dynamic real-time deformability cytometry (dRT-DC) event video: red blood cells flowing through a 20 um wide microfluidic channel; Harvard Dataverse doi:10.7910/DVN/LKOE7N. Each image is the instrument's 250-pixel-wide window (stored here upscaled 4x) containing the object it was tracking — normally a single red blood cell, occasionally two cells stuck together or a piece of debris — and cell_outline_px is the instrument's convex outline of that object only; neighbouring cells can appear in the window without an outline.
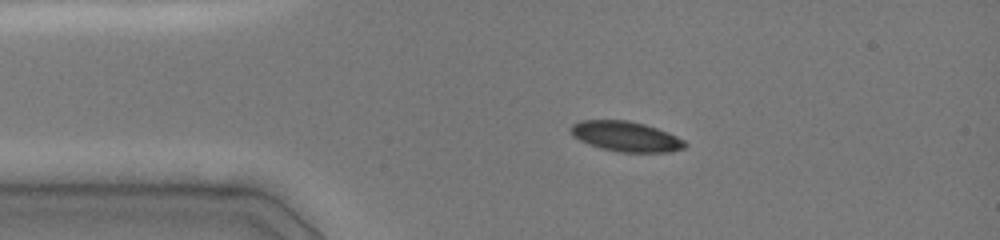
{"species": "common noctule bat (a hibernating species)", "species_latin": "Nyctalus noctula", "temperature_condition": "cold", "stored_images_in_passage": 39, "camera_frame_rate_fps": 3000, "um_per_image_px": 0.085, "animal": {"sex": "female", "body_mass_g": 19.0, "forearm_length_mm": 51.5}, "frame": {"image": 1, "passage_image": 1, "time_ms": 0.0, "image_size_px": [1000, 240], "cell_outline_px": [[688, 144], [684, 148], [672, 152], [620, 152], [600, 148], [588, 144], [572, 136], [568, 128], [572, 124], [580, 120], [628, 120], [644, 124], [668, 132], [684, 140]], "centroid_in_image_um": [53.18, 11.6], "position_along_channel_um": 31.8, "area_um2": 20.23}}
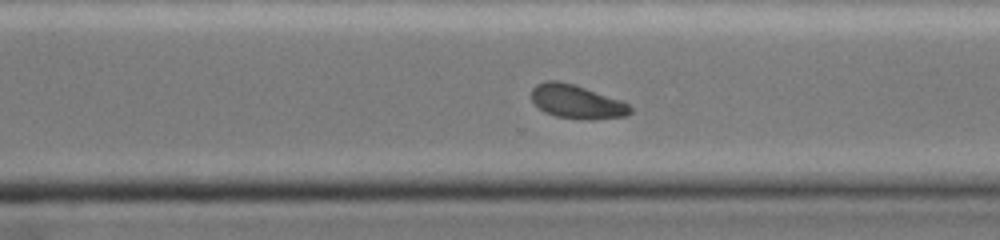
{"frame": {"image": 2, "passage_image": 25, "time_ms": 8.0, "image_size_px": [1000, 240], "cell_outline_px": [[632, 112], [628, 116], [592, 120], [588, 120], [556, 116], [544, 112], [532, 100], [532, 88], [536, 84], [548, 80], [560, 80], [624, 100], [632, 108]], "centroid_in_image_um": [49.07, 8.64], "position_along_channel_um": 321.5, "area_um2": 19.65}}
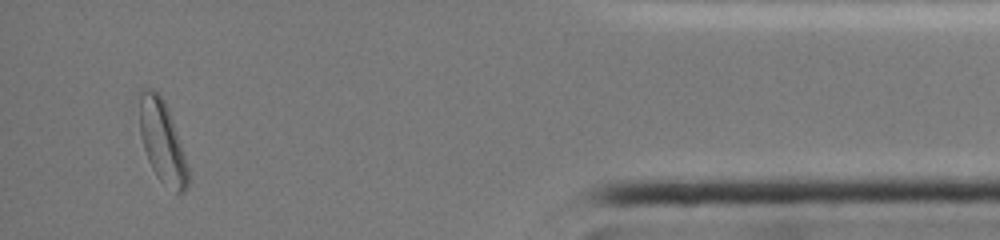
{"frame": {"image": 3, "passage_image": 36, "time_ms": 11.667, "image_size_px": [1000, 240], "cell_outline_px": [[188, 184], [184, 192], [176, 192], [160, 180], [156, 176], [148, 160], [140, 136], [136, 92], [140, 88], [148, 88], [156, 92], [164, 100], [172, 120], [188, 168]], "centroid_in_image_um": [13.71, 11.94], "position_along_channel_um": 421.5, "area_um2": 23.29}}